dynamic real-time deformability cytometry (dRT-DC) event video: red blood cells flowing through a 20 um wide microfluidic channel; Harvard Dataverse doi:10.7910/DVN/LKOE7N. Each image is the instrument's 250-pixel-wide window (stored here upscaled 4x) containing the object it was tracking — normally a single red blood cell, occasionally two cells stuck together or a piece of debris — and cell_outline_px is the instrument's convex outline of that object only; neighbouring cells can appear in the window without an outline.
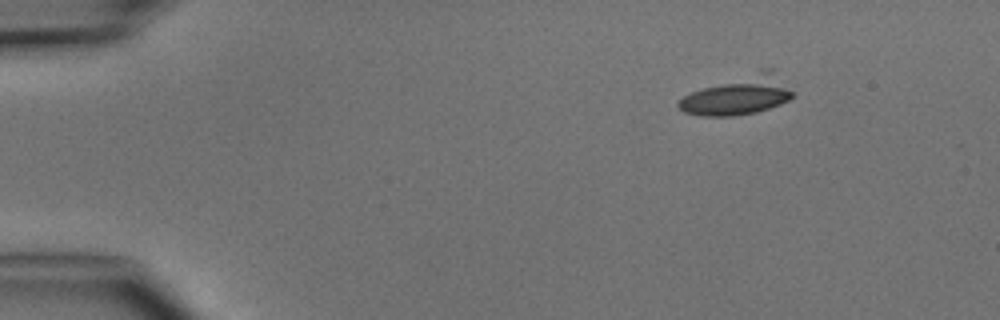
{"species": "common noctule bat (a hibernating species)", "species_latin": "Nyctalus noctula", "temperature_condition": "cold", "stored_images_in_passage": 3, "camera_frame_rate_fps": 3000, "um_per_image_px": 0.085, "animal": {"sex": "male", "body_mass_g": 15.6}, "frame": {"image": 1, "passage_image": 1, "time_ms": 0.0, "image_size_px": [1000, 320], "cell_outline_px": [[792, 96], [788, 100], [780, 104], [756, 112], [732, 116], [700, 116], [684, 112], [676, 104], [684, 96], [692, 92], [760, 68], [772, 68], [792, 92]], "centroid_in_image_um": [62.74, 8.09], "position_along_channel_um": 22.3, "area_um2": 25.49}}
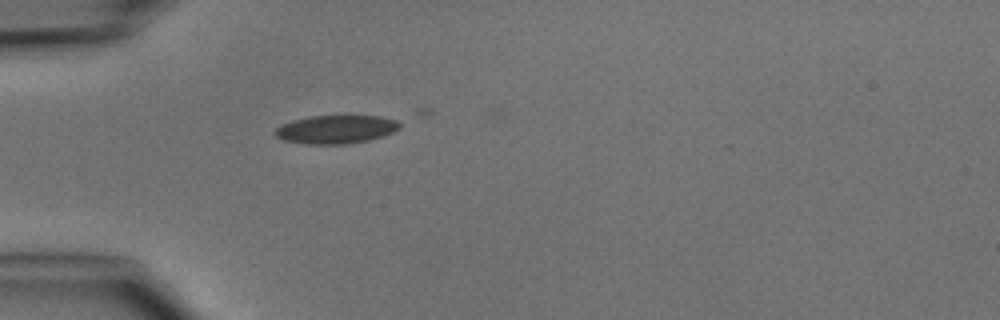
{"frame": {"image": 2, "passage_image": 3, "time_ms": 2.667, "image_size_px": [1000, 320], "cell_outline_px": [[400, 128], [392, 132], [368, 140], [348, 144], [308, 144], [284, 140], [276, 136], [272, 132], [276, 128], [292, 120], [312, 116], [380, 116], [396, 120], [400, 124]], "centroid_in_image_um": [28.54, 10.99], "position_along_channel_um": 56.5, "area_um2": 20.4}}